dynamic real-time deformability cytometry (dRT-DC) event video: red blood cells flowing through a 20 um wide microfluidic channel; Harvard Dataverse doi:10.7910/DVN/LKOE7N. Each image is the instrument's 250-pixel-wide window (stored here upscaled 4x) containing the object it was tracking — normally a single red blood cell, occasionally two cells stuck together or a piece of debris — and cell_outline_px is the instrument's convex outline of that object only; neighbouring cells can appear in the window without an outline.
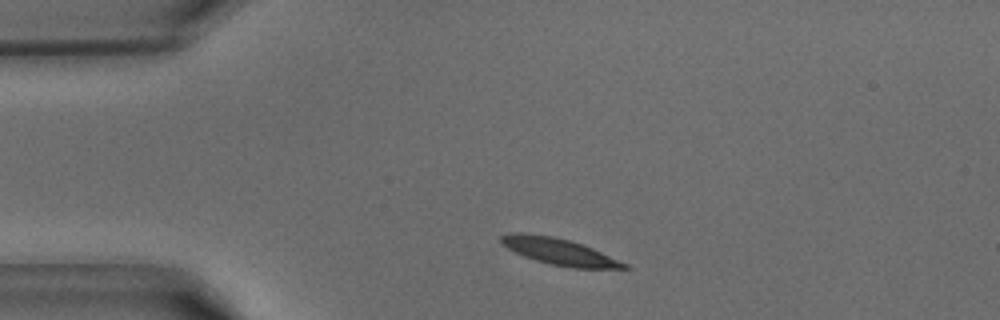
{"species": "common noctule bat (a hibernating species)", "species_latin": "Nyctalus noctula", "temperature_condition": "warm", "stored_images_in_passage": 36, "camera_frame_rate_fps": 3000, "um_per_image_px": 0.085, "animal": {"sex": "male", "body_mass_g": 15.6}, "frame": {"image": 1, "passage_image": 3, "time_ms": 0.667, "image_size_px": [1000, 320], "cell_outline_px": [[628, 268], [572, 268], [548, 264], [524, 256], [500, 244], [500, 236], [508, 232], [520, 232], [552, 236], [584, 244], [628, 264]], "centroid_in_image_um": [47.49, 21.37], "position_along_channel_um": 37.5, "area_um2": 19.02}}
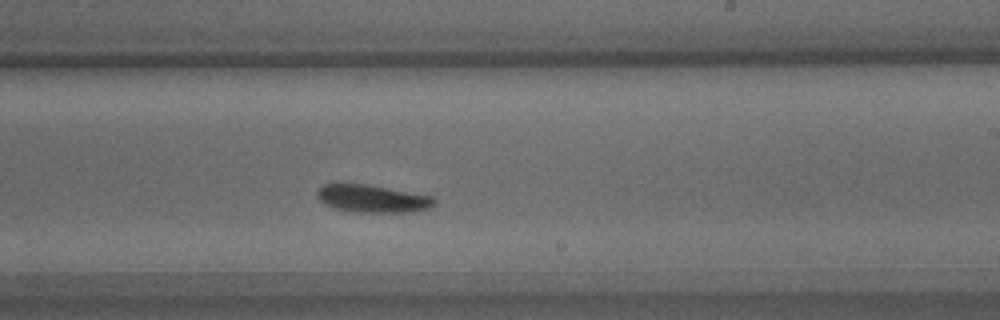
{"frame": {"image": 2, "passage_image": 19, "time_ms": 6.0, "image_size_px": [1000, 320], "cell_outline_px": [[436, 204], [428, 208], [408, 212], [356, 212], [336, 208], [320, 200], [316, 192], [324, 184], [368, 184], [432, 196], [436, 200]], "centroid_in_image_um": [31.7, 16.88], "position_along_channel_um": 257.3, "area_um2": 18.55}}
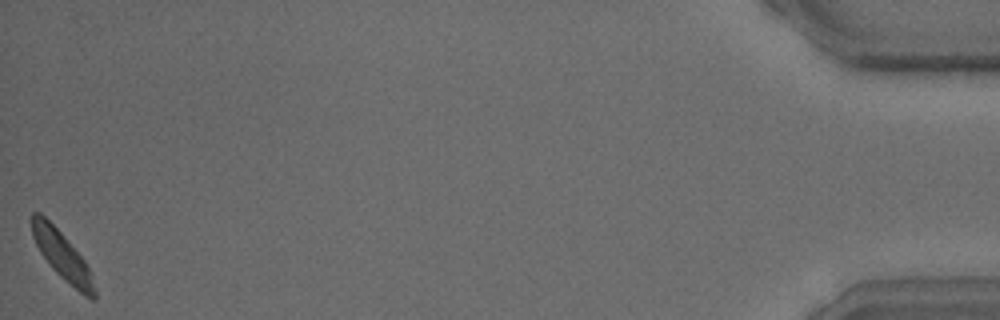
{"frame": {"image": 3, "passage_image": 36, "time_ms": 11.667, "image_size_px": [1000, 320], "cell_outline_px": [[96, 300], [92, 300], [84, 296], [60, 276], [52, 268], [40, 252], [32, 236], [32, 212], [40, 212], [64, 236], [84, 260], [88, 268], [96, 292]], "centroid_in_image_um": [5.28, 21.75], "position_along_channel_um": 429.9, "area_um2": 17.11}}